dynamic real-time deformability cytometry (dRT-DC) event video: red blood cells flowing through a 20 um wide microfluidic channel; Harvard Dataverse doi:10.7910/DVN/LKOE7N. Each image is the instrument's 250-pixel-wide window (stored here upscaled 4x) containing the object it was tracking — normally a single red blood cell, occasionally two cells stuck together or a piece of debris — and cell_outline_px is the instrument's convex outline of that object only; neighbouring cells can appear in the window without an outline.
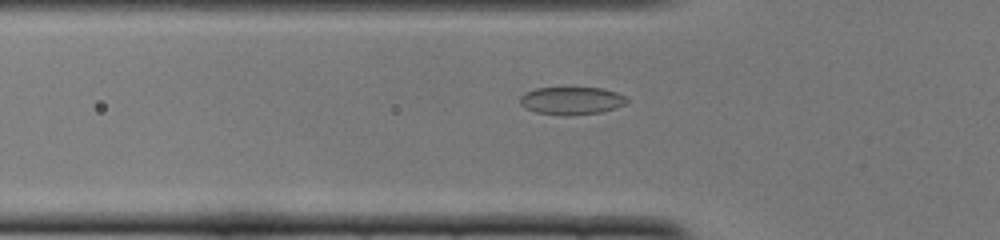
{"species": "common noctule bat (a hibernating species)", "species_latin": "Nyctalus noctula", "temperature_condition": "cold", "stored_images_in_passage": 48, "camera_frame_rate_fps": 3000, "um_per_image_px": 0.085, "animal": {"sex": "female", "body_mass_g": 22.0, "forearm_length_mm": 56.7}, "frame": {"image": 1, "passage_image": 17, "time_ms": 5.333, "image_size_px": [1000, 240], "cell_outline_px": [[628, 100], [624, 104], [616, 108], [600, 112], [536, 112], [524, 108], [520, 104], [520, 96], [524, 92], [536, 88], [604, 88], [616, 92], [624, 96]], "centroid_in_image_um": [48.56, 8.5], "position_along_channel_um": 77.2, "area_um2": 16.36}}
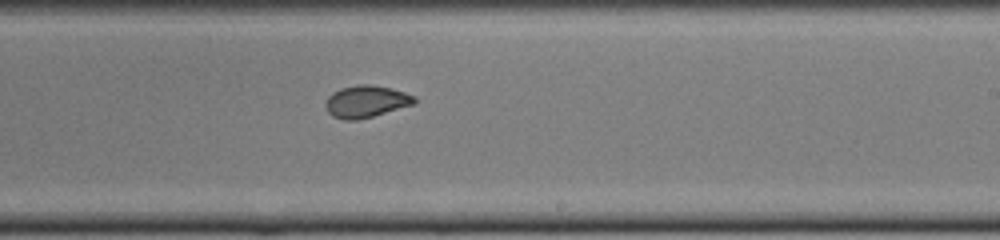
{"frame": {"image": 2, "passage_image": 31, "time_ms": 10.0, "image_size_px": [1000, 240], "cell_outline_px": [[416, 104], [372, 116], [356, 120], [344, 120], [332, 116], [328, 112], [324, 104], [328, 96], [332, 92], [340, 88], [356, 84], [372, 84], [392, 88], [416, 96]], "centroid_in_image_um": [31.12, 8.61], "position_along_channel_um": 257.9, "area_um2": 16.82}}
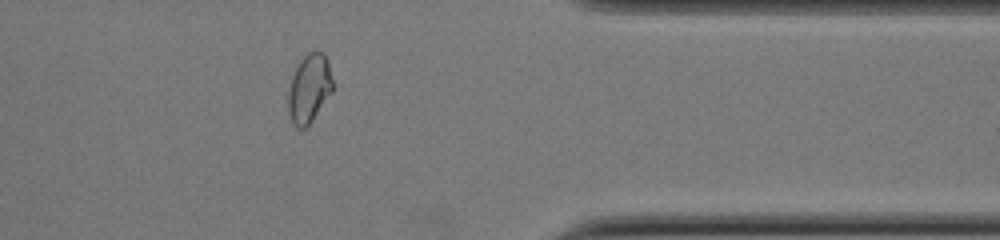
{"frame": {"image": 3, "passage_image": 42, "time_ms": 13.667, "image_size_px": [1000, 240], "cell_outline_px": [[332, 92], [312, 120], [304, 128], [296, 128], [288, 112], [288, 92], [292, 76], [300, 60], [312, 48], [316, 48], [328, 60], [332, 80]], "centroid_in_image_um": [26.28, 7.48], "position_along_channel_um": 385.1, "area_um2": 17.69}, "authors_computed_cell_mechanics": {"area_um2": 17.3111, "velocity_mm_per_s": 3.8758, "shape_relaxation_time_tau1_ms": 7.7418, "shape_relaxation_time_tau2_ms": 0.7112, "deformation_change_tau1": 0.2181, "deformation_change_tau2": 0.056}}